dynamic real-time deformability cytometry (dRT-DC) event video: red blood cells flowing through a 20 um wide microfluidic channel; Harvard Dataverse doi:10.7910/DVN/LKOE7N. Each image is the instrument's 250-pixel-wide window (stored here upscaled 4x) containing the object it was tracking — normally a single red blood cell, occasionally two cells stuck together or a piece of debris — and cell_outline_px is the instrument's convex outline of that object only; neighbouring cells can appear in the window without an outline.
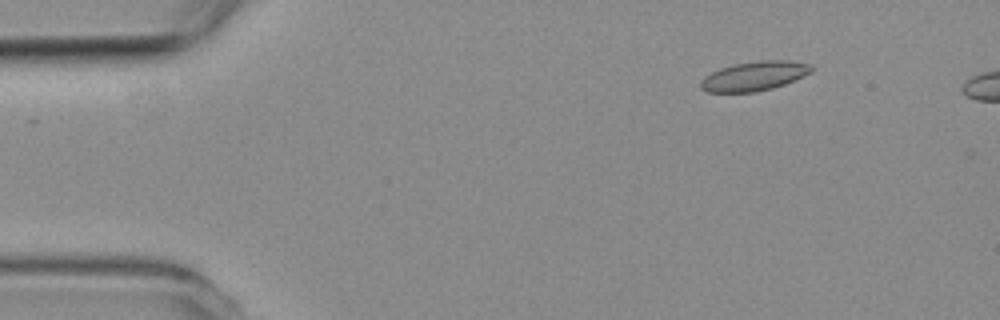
{"species": "common noctule bat (a hibernating species)", "species_latin": "Nyctalus noctula", "temperature_condition": "room temperature", "stored_images_in_passage": 3, "camera_frame_rate_fps": 3000, "um_per_image_px": 0.085, "animal": {"sex": "female", "body_mass_g": 19.3, "forearm_length_mm": 54.1}, "frame": {"image": 1, "passage_image": 2, "time_ms": 1.0, "image_size_px": [1000, 320], "cell_outline_px": [[816, 68], [812, 72], [804, 76], [784, 84], [772, 88], [756, 92], [708, 92], [700, 88], [700, 80], [704, 76], [720, 68], [736, 64], [760, 60], [788, 60], [812, 64]], "centroid_in_image_um": [64.15, 6.46], "position_along_channel_um": 20.9, "area_um2": 19.07}}